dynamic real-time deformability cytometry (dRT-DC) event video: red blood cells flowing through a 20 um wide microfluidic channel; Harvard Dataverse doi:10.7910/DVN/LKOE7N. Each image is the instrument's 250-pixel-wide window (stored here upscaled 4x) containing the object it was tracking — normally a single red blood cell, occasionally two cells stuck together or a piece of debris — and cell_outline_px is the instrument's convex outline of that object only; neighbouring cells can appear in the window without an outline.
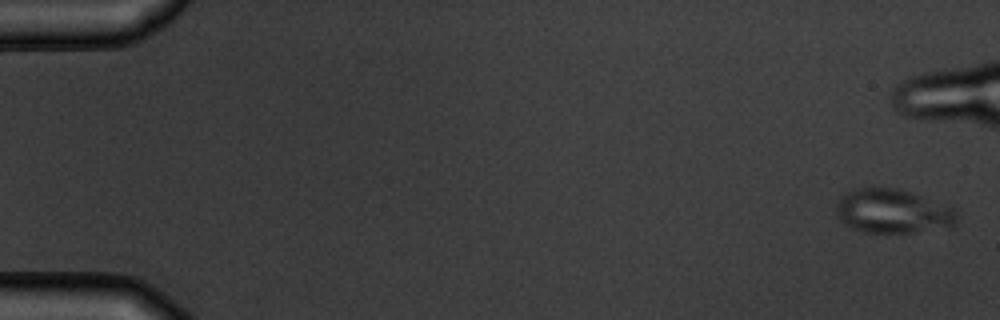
{"species": "common noctule bat (a hibernating species)", "species_latin": "Nyctalus noctula", "temperature_condition": "warm", "stored_images_in_passage": 6, "camera_frame_rate_fps": 3000, "um_per_image_px": 0.085, "animal": {"sex": "male", "body_mass_g": 19.5, "forearm_length_mm": 54.6}, "frame": {"image": 1, "passage_image": 1, "time_ms": 0.0, "image_size_px": [1000, 320], "cell_outline_px": [[956, 224], [912, 232], [864, 232], [852, 228], [840, 220], [836, 216], [836, 204], [840, 196], [852, 188], [896, 188], [912, 192], [952, 208], [956, 212]], "centroid_in_image_um": [75.79, 17.93], "position_along_channel_um": 9.2, "area_um2": 30.58}}